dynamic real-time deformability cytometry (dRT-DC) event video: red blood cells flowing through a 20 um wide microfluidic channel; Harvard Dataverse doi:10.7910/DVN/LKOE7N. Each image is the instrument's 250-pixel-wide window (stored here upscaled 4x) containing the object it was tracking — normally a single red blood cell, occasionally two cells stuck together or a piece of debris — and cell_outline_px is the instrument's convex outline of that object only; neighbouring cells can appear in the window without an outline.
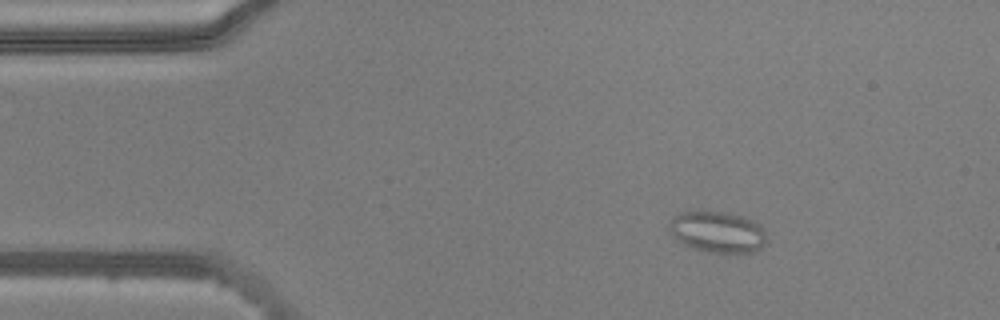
{"species": "common noctule bat (a hibernating species)", "species_latin": "Nyctalus noctula", "temperature_condition": "warm", "stored_images_in_passage": 51, "camera_frame_rate_fps": 3000, "um_per_image_px": 0.085, "animal": {"sex": "male", "body_mass_g": 20.5, "forearm_length_mm": 52.5}, "frame": {"image": 1, "passage_image": 8, "time_ms": 2.333, "image_size_px": [1000, 320], "cell_outline_px": [[764, 244], [760, 248], [752, 252], [728, 256], [708, 252], [684, 244], [668, 228], [668, 224], [680, 212], [728, 212], [744, 216], [760, 224], [764, 232]], "centroid_in_image_um": [61.04, 19.75], "position_along_channel_um": 24.0, "area_um2": 23.41}}
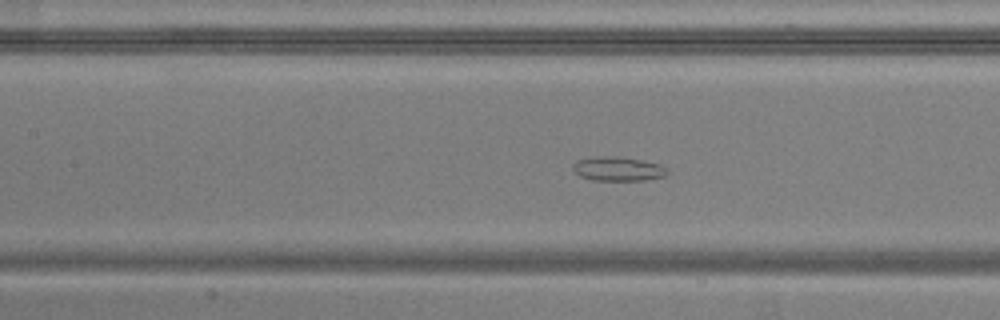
{"frame": {"image": 2, "passage_image": 23, "time_ms": 7.333, "image_size_px": [1000, 320], "cell_outline_px": [[668, 172], [664, 176], [644, 180], [592, 180], [580, 176], [572, 168], [572, 164], [576, 160], [592, 156], [620, 156], [660, 164], [668, 168]], "centroid_in_image_um": [52.5, 14.34], "position_along_channel_um": 154.9, "area_um2": 13.41}}
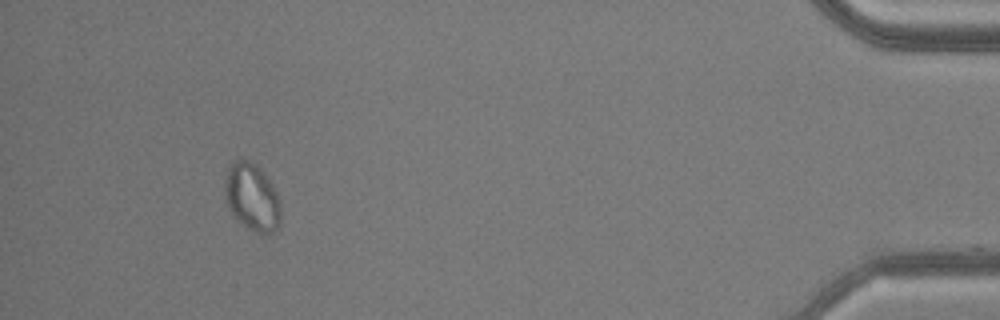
{"frame": {"image": 3, "passage_image": 49, "time_ms": 16.0, "image_size_px": [1000, 320], "cell_outline_px": [[280, 224], [272, 232], [256, 232], [248, 228], [228, 208], [224, 200], [224, 180], [228, 168], [240, 156], [248, 160], [260, 168], [272, 184], [280, 200]], "centroid_in_image_um": [21.4, 16.71], "position_along_channel_um": 413.8, "area_um2": 21.91}}